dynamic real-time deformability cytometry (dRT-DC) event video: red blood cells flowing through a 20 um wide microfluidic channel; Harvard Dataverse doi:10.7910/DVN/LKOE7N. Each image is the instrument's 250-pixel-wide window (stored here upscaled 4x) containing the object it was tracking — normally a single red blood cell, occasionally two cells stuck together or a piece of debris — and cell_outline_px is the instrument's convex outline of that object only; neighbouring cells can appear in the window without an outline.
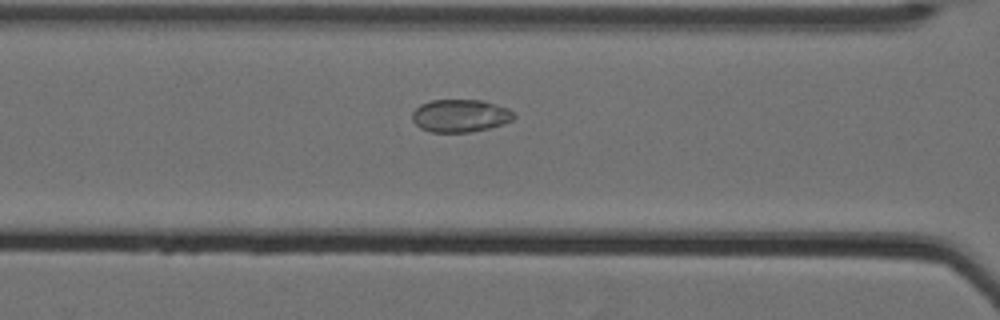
{"species": "Egyptian fruit bat (a non-hibernating species)", "species_latin": "Rousettus aegyptiacus", "temperature_condition": "cold", "stored_images_in_passage": 40, "camera_frame_rate_fps": 3000, "um_per_image_px": 0.085, "animal": {"sex": "female"}, "frame": {"image": 1, "passage_image": 9, "time_ms": 2.667, "image_size_px": [1000, 320], "cell_outline_px": [[516, 116], [512, 120], [488, 128], [468, 132], [432, 132], [420, 128], [412, 120], [412, 112], [420, 104], [432, 100], [484, 100], [508, 108], [516, 112]], "centroid_in_image_um": [39.12, 9.82], "position_along_channel_um": 127.5, "area_um2": 19.42}}
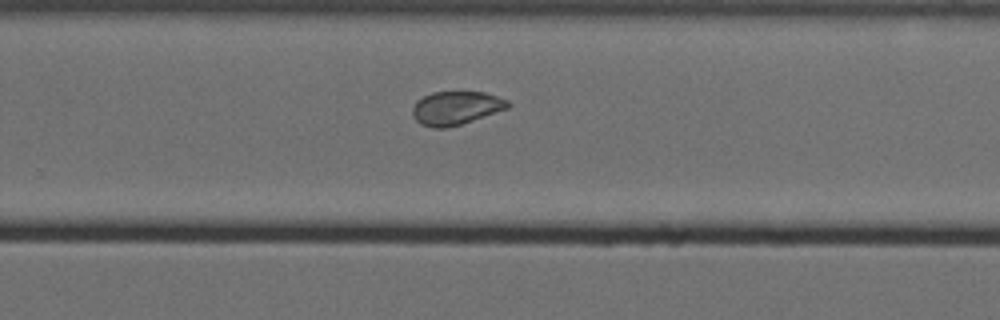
{"frame": {"image": 2, "passage_image": 23, "time_ms": 7.333, "image_size_px": [1000, 320], "cell_outline_px": [[512, 104], [508, 108], [448, 128], [432, 128], [420, 124], [412, 116], [412, 108], [416, 100], [432, 92], [484, 92], [508, 100]], "centroid_in_image_um": [38.72, 9.18], "position_along_channel_um": 291.1, "area_um2": 18.61}}
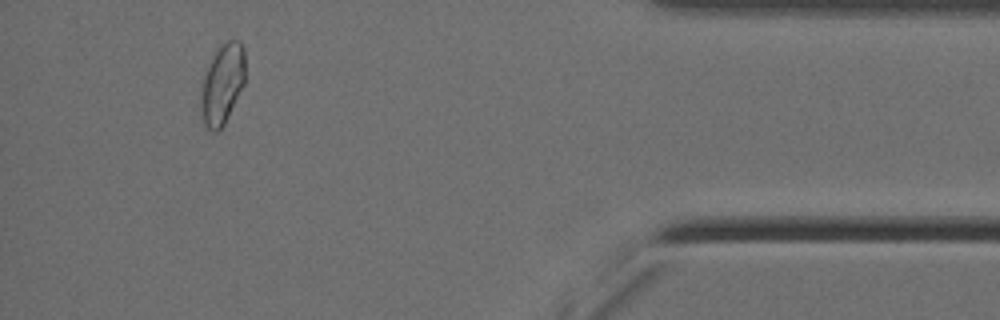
{"frame": {"image": 3, "passage_image": 37, "time_ms": 12.0, "image_size_px": [1000, 320], "cell_outline_px": [[244, 84], [224, 124], [216, 132], [212, 132], [204, 124], [200, 116], [200, 92], [204, 76], [208, 64], [220, 44], [228, 40], [240, 40], [244, 48]], "centroid_in_image_um": [18.87, 7.14], "position_along_channel_um": 416.3, "area_um2": 20.81}, "authors_computed_cell_mechanics": {"area_um2": 19.4786, "velocity_mm_per_s": 3.5066, "shape_relaxation_time_tau1_ms": null, "shape_relaxation_time_tau2_ms": 1.5875, "deformation_change_tau1": null, "deformation_change_tau2": 0.0584}}